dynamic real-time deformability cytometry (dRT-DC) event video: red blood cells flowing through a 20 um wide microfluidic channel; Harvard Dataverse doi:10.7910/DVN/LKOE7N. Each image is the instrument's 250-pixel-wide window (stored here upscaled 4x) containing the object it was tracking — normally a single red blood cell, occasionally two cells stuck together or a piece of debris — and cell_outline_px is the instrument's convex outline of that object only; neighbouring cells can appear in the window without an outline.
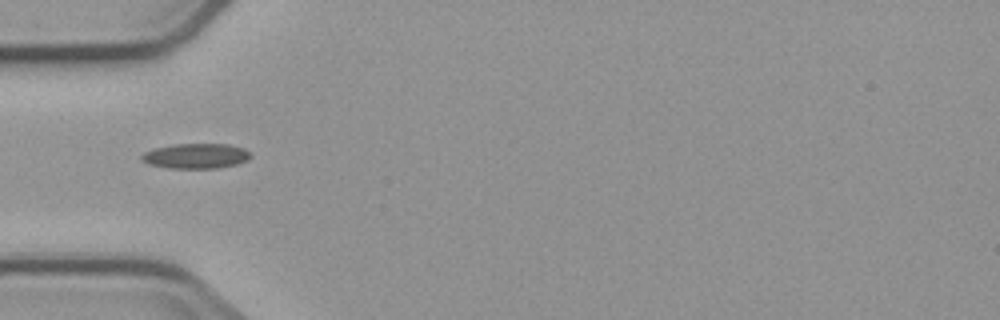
{"species": "common noctule bat (a hibernating species)", "species_latin": "Nyctalus noctula", "temperature_condition": "cold", "stored_images_in_passage": 2, "camera_frame_rate_fps": 3000, "um_per_image_px": 0.085, "animal": {"sex": "male", "body_mass_g": 23.1, "forearm_length_mm": 52.7}, "frame": {"image": 1, "passage_image": 1, "time_ms": 0.0, "image_size_px": [1000, 320], "cell_outline_px": [[252, 156], [248, 160], [236, 164], [216, 168], [168, 168], [148, 164], [140, 160], [140, 156], [144, 152], [156, 148], [176, 144], [228, 144], [244, 148]], "centroid_in_image_um": [16.64, 13.26], "position_along_channel_um": 68.4, "area_um2": 15.9}}
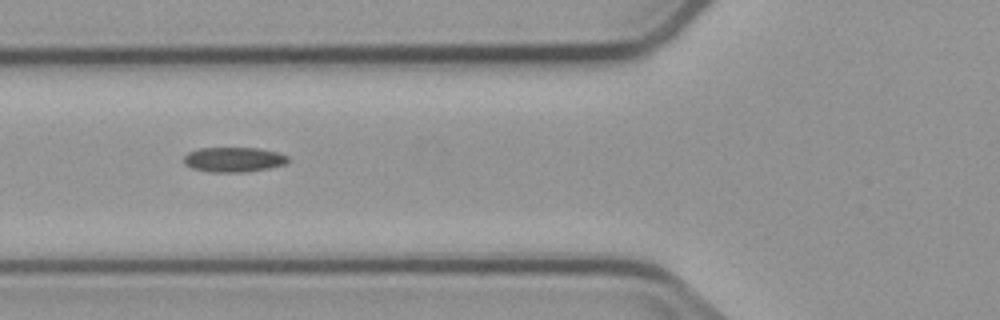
{"frame": {"image": 2, "passage_image": 2, "time_ms": 1.0, "image_size_px": [1000, 320], "cell_outline_px": [[288, 160], [284, 164], [268, 168], [244, 172], [212, 172], [192, 168], [184, 164], [184, 156], [188, 152], [200, 148], [260, 148], [276, 152], [288, 156]], "centroid_in_image_um": [19.84, 13.56], "position_along_channel_um": 106.0, "area_um2": 14.97}}